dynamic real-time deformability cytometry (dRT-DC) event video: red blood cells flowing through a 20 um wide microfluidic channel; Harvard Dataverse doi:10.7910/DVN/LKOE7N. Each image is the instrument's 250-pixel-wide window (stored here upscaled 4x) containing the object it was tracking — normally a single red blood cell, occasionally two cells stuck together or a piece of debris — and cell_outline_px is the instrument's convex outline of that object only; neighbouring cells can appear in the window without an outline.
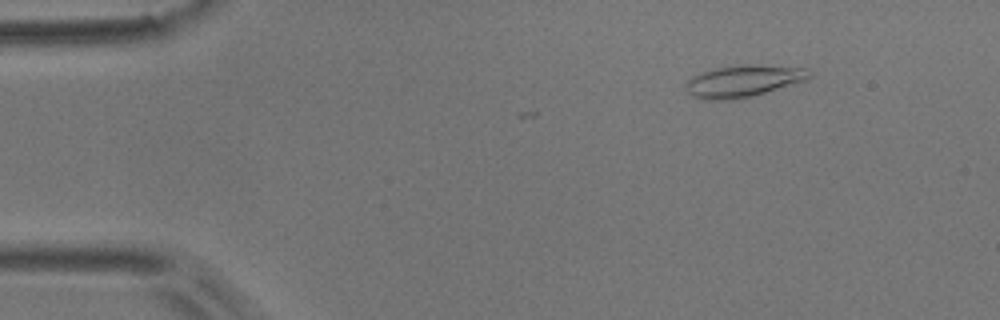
{"species": "common noctule bat (a hibernating species)", "species_latin": "Nyctalus noctula", "temperature_condition": "room temperature", "stored_images_in_passage": 5, "camera_frame_rate_fps": 3000, "um_per_image_px": 0.085, "animal": {"sex": "male", "body_mass_g": 17.9}, "frame": {"image": 1, "passage_image": 2, "time_ms": 0.333, "image_size_px": [1000, 320], "cell_outline_px": [[812, 76], [804, 80], [740, 100], [704, 100], [692, 96], [688, 92], [684, 84], [692, 76], [700, 72], [716, 68], [740, 64], [752, 64], [808, 68], [812, 72]], "centroid_in_image_um": [63.15, 6.89], "position_along_channel_um": 21.9, "area_um2": 23.18}}